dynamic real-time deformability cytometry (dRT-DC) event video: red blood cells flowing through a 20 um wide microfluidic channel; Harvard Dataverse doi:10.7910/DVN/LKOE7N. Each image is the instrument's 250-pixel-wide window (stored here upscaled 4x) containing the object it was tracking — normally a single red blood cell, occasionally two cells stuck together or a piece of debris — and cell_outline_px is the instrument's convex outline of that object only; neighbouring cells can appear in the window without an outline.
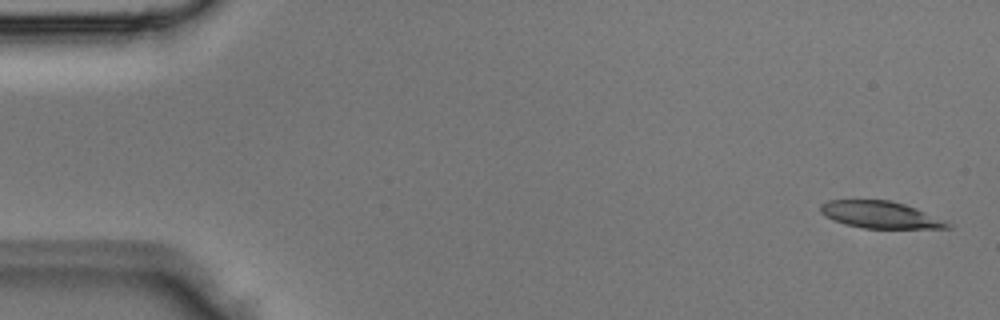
{"species": "Egyptian fruit bat (a non-hibernating species)", "species_latin": "Rousettus aegyptiacus", "temperature_condition": "room temperature", "stored_images_in_passage": 4, "camera_frame_rate_fps": 3000, "um_per_image_px": 0.085, "animal": {"sex": "male"}, "frame": {"image": 1, "passage_image": 1, "time_ms": 0.0, "image_size_px": [1000, 320], "cell_outline_px": [[952, 228], [864, 228], [844, 224], [832, 220], [820, 212], [820, 204], [828, 200], [888, 200], [904, 204], [944, 220], [952, 224]], "centroid_in_image_um": [74.78, 18.26], "position_along_channel_um": 10.2, "area_um2": 19.77}}
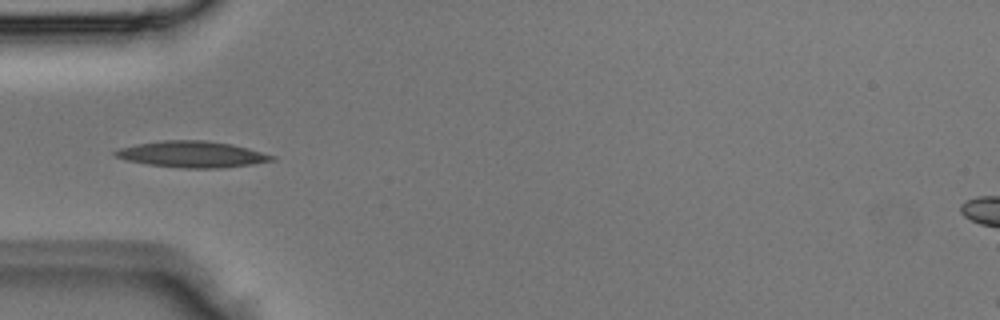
{"frame": {"image": 2, "passage_image": 4, "time_ms": 1.0, "image_size_px": [1000, 320], "cell_outline_px": [[276, 160], [252, 164], [220, 168], [184, 168], [148, 164], [124, 160], [116, 156], [112, 152], [120, 148], [136, 144], [160, 140], [208, 140], [232, 144], [248, 148], [276, 156]], "centroid_in_image_um": [16.33, 13.11], "position_along_channel_um": 68.7, "area_um2": 24.04}}